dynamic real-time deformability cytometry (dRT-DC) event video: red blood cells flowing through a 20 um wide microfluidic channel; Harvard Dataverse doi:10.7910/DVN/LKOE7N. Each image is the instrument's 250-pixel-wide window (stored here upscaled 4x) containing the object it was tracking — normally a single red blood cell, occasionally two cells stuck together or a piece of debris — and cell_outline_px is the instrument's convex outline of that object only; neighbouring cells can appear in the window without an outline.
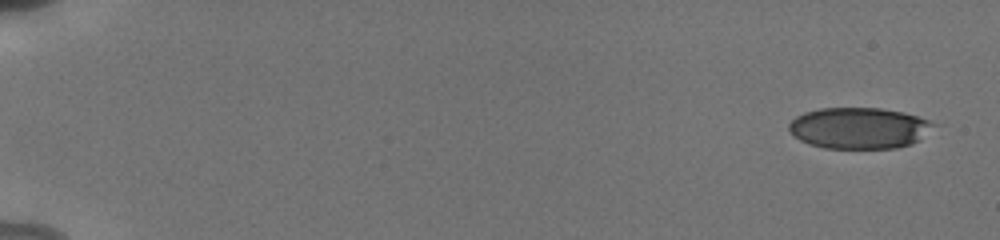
{"species": "human", "species_latin": "Homo sapiens", "temperature_condition": "cold", "stored_images_in_passage": 7, "camera_frame_rate_fps": 3000, "um_per_image_px": 0.085, "donor": {"sex": "male"}, "frame": {"image": 1, "passage_image": 1, "time_ms": 0.0, "image_size_px": [1000, 240], "cell_outline_px": [[936, 124], [912, 144], [896, 148], [824, 148], [808, 144], [792, 136], [788, 128], [788, 124], [796, 116], [804, 112], [820, 108], [880, 108], [900, 112], [916, 116], [928, 120]], "centroid_in_image_um": [72.94, 10.89], "position_along_channel_um": 12.1, "area_um2": 34.56}}
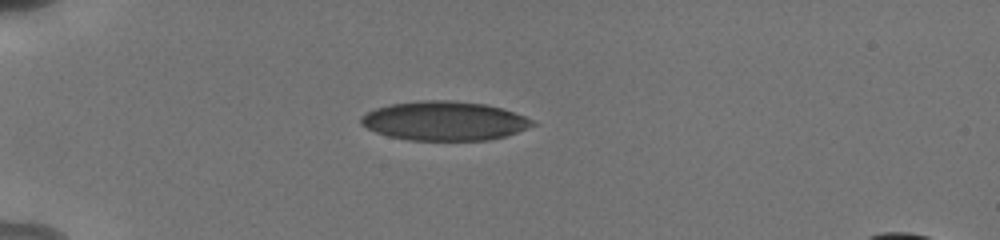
{"frame": {"image": 2, "passage_image": 6, "time_ms": 4.667, "image_size_px": [1000, 240], "cell_outline_px": [[540, 124], [504, 136], [488, 140], [408, 140], [388, 136], [376, 132], [360, 124], [360, 116], [376, 108], [392, 104], [420, 100], [452, 100], [484, 104], [500, 108], [536, 120]], "centroid_in_image_um": [37.79, 10.28], "position_along_channel_um": 47.2, "area_um2": 39.07}}